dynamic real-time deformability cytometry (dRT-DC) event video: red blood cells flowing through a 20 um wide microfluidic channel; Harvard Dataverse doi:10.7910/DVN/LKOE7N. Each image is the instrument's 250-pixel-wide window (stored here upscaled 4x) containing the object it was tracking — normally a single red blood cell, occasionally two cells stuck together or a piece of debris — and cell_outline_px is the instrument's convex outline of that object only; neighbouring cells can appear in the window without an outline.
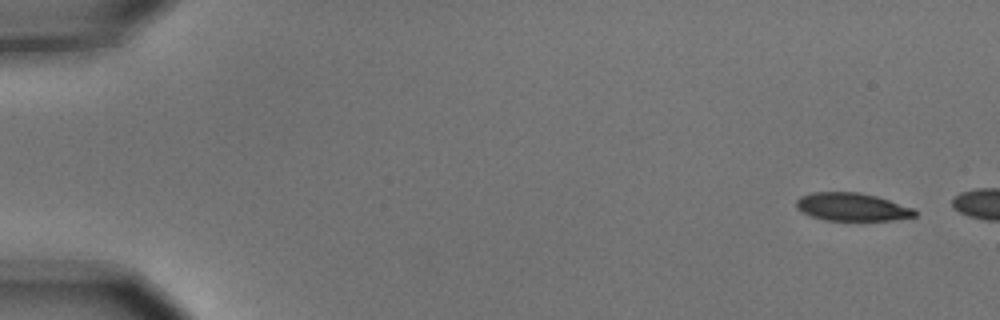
{"species": "common noctule bat (a hibernating species)", "species_latin": "Nyctalus noctula", "temperature_condition": "cold", "stored_images_in_passage": 3, "camera_frame_rate_fps": 3000, "um_per_image_px": 0.085, "animal": {"sex": "male", "body_mass_g": 15.6}, "frame": {"image": 1, "passage_image": 1, "time_ms": 0.0, "image_size_px": [1000, 320], "cell_outline_px": [[916, 216], [892, 220], [824, 220], [812, 216], [796, 208], [796, 200], [800, 196], [812, 192], [860, 192], [876, 196], [912, 208], [916, 212]], "centroid_in_image_um": [72.38, 17.58], "position_along_channel_um": 12.6, "area_um2": 19.13}}